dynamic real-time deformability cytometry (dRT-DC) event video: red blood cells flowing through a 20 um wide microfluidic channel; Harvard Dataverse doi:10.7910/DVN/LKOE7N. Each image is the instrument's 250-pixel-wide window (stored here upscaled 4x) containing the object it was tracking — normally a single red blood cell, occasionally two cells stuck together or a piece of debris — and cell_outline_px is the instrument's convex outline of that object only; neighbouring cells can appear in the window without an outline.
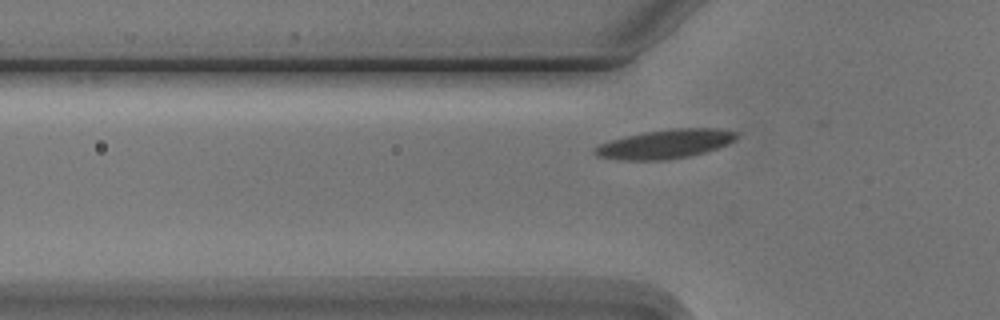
{"species": "Egyptian fruit bat (a non-hibernating species)", "species_latin": "Rousettus aegyptiacus", "temperature_condition": "cold", "stored_images_in_passage": 4, "segment_of_instrument_passage": [2, 2], "camera_frame_rate_fps": 3000, "um_per_image_px": 0.085, "animal": {"sex": "male"}, "frame": {"image": 1, "passage_image": 4, "time_ms": 3.667, "image_size_px": [1000, 320], "cell_outline_px": [[736, 140], [720, 148], [708, 152], [692, 156], [668, 160], [616, 160], [596, 156], [592, 152], [592, 148], [600, 144], [612, 140], [644, 132], [676, 128], [720, 128], [736, 132]], "centroid_in_image_um": [56.57, 12.26], "position_along_channel_um": 69.2, "area_um2": 24.28}}